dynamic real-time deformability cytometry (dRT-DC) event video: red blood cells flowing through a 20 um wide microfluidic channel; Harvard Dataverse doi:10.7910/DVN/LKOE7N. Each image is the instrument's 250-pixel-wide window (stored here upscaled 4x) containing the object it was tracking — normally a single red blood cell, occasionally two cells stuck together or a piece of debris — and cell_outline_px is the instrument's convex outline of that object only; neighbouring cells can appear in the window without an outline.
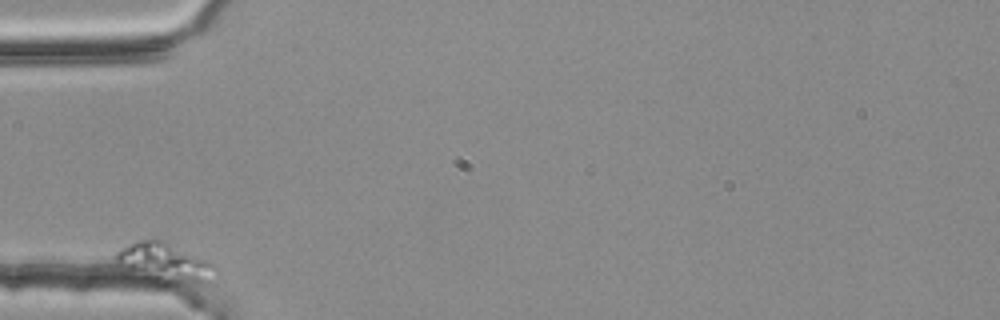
{"species": "common noctule bat (a hibernating species)", "species_latin": "Nyctalus noctula", "temperature_condition": "room temperature", "stored_images_in_passage": 41, "camera_frame_rate_fps": 3000, "um_per_image_px": 0.085, "animal": {"sex": "female", "body_mass_g": 25.1}, "frame": {"image": 1, "passage_image": 1, "time_ms": 0.0, "image_size_px": [1000, 320], "cell_outline_px": [[216, 268], [200, 284], [176, 284], [116, 264], [116, 252], [120, 248], [136, 240], [164, 240], [208, 260], [216, 264]], "centroid_in_image_um": [14.01, 22.25], "position_along_channel_um": 71.0, "area_um2": 21.33}}